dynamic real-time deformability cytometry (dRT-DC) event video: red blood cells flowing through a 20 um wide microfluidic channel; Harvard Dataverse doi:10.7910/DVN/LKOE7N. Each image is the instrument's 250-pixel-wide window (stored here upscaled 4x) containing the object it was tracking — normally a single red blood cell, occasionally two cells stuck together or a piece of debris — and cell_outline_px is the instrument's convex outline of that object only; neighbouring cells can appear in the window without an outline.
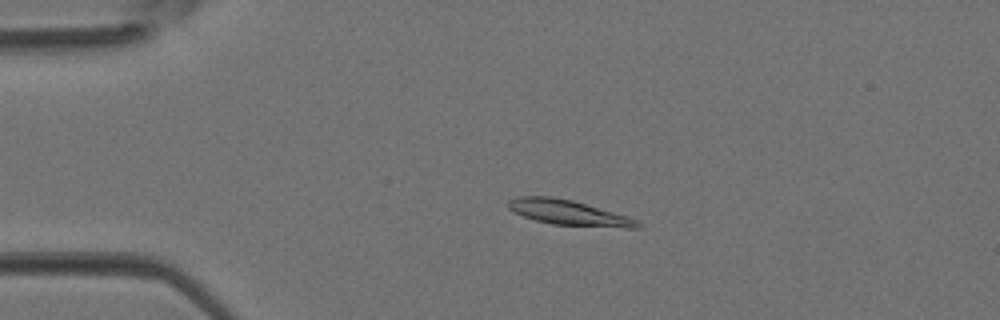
{"species": "Egyptian fruit bat (a non-hibernating species)", "species_latin": "Rousettus aegyptiacus", "temperature_condition": "room temperature", "stored_images_in_passage": 3, "camera_frame_rate_fps": 3000, "um_per_image_px": 0.085, "animal": {"sex": "female"}, "frame": {"image": 1, "passage_image": 3, "time_ms": 0.667, "image_size_px": [1000, 320], "cell_outline_px": [[640, 228], [624, 228], [552, 224], [536, 220], [524, 216], [508, 208], [508, 200], [520, 196], [552, 196], [572, 200], [628, 216], [636, 220], [640, 224]], "centroid_in_image_um": [48.34, 18.07], "position_along_channel_um": 36.7, "area_um2": 18.73}}